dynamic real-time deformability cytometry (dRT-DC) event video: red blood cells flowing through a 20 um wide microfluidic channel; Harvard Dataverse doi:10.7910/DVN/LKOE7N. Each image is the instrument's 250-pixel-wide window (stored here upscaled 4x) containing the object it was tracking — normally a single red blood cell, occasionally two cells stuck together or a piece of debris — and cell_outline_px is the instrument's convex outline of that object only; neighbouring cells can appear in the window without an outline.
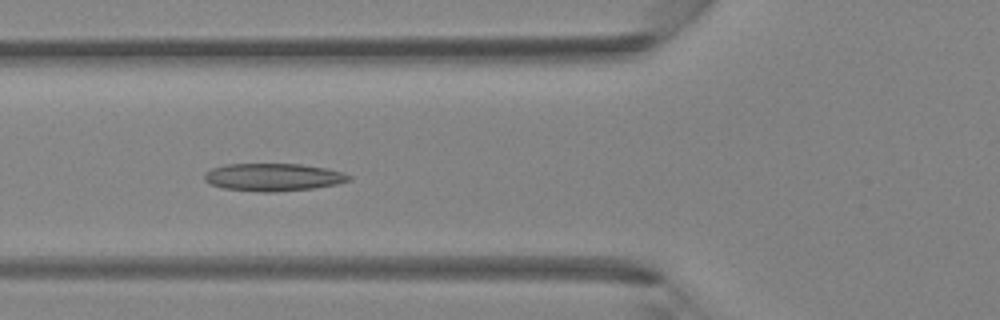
{"species": "Egyptian fruit bat (a non-hibernating species)", "species_latin": "Rousettus aegyptiacus", "temperature_condition": "room temperature", "stored_images_in_passage": 44, "camera_frame_rate_fps": 3000, "um_per_image_px": 0.085, "animal": {"sex": "female"}, "frame": {"image": 1, "passage_image": 17, "time_ms": 5.333, "image_size_px": [1000, 320], "cell_outline_px": [[352, 180], [336, 184], [312, 188], [272, 192], [260, 192], [224, 188], [212, 184], [204, 180], [204, 172], [212, 168], [224, 164], [300, 164], [324, 168], [344, 172], [352, 176]], "centroid_in_image_um": [23.22, 15.05], "position_along_channel_um": 102.6, "area_um2": 23.24}}
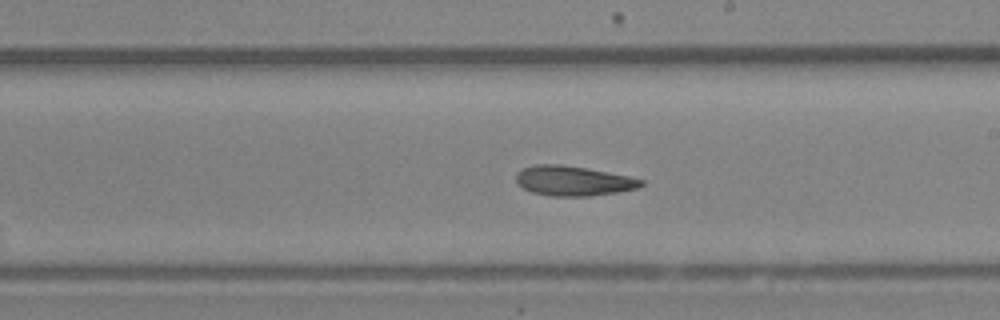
{"frame": {"image": 2, "passage_image": 26, "time_ms": 8.333, "image_size_px": [1000, 320], "cell_outline_px": [[644, 184], [636, 188], [620, 192], [588, 196], [552, 196], [532, 192], [516, 184], [516, 172], [524, 168], [536, 164], [560, 164], [584, 168], [628, 176], [644, 180]], "centroid_in_image_um": [48.7, 15.38], "position_along_channel_um": 240.3, "area_um2": 21.62}}
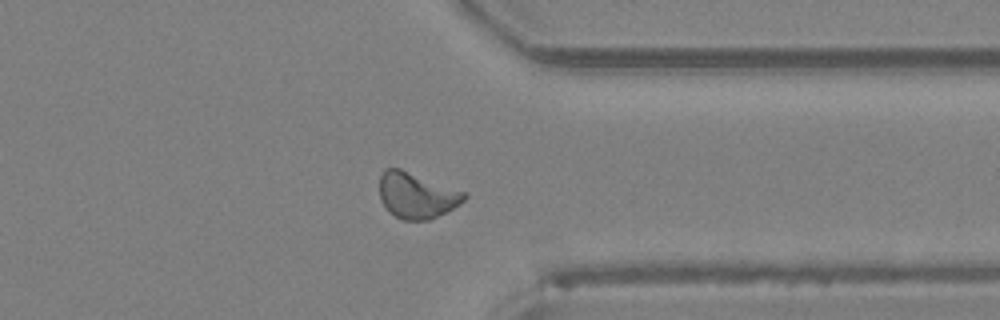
{"frame": {"image": 3, "passage_image": 35, "time_ms": 11.333, "image_size_px": [1000, 320], "cell_outline_px": [[468, 196], [464, 200], [452, 208], [428, 220], [400, 220], [388, 212], [380, 200], [380, 176], [384, 168], [400, 168], [468, 192]], "centroid_in_image_um": [35.4, 16.6], "position_along_channel_um": 376.0, "area_um2": 22.83}}